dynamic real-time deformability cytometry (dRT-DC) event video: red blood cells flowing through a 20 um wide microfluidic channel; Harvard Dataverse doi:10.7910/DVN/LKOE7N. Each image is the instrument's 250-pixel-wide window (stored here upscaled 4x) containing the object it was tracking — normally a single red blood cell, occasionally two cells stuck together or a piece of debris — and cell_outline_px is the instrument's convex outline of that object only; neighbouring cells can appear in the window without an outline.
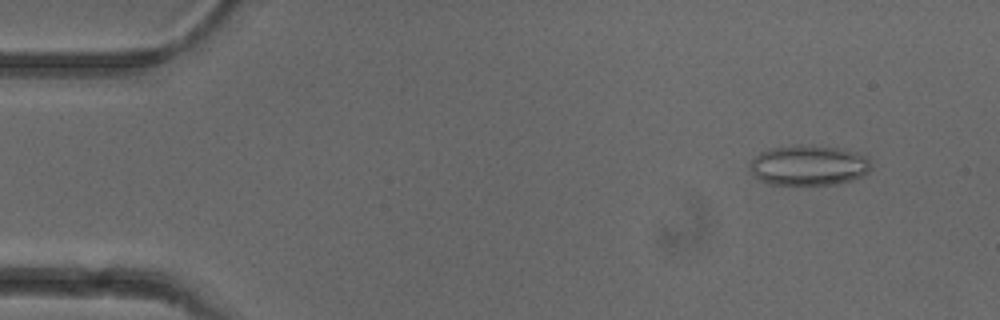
{"species": "common noctule bat (a hibernating species)", "species_latin": "Nyctalus noctula", "temperature_condition": "cold", "stored_images_in_passage": 48, "camera_frame_rate_fps": 3000, "um_per_image_px": 0.085, "animal": {"sex": "female"}, "frame": {"image": 1, "passage_image": 1, "time_ms": 0.0, "image_size_px": [1000, 320], "cell_outline_px": [[868, 172], [864, 176], [852, 180], [836, 184], [768, 184], [752, 176], [748, 168], [752, 160], [760, 152], [768, 148], [796, 144], [800, 144], [836, 148], [856, 152], [868, 156]], "centroid_in_image_um": [68.68, 14.05], "position_along_channel_um": 16.3, "area_um2": 28.55}}
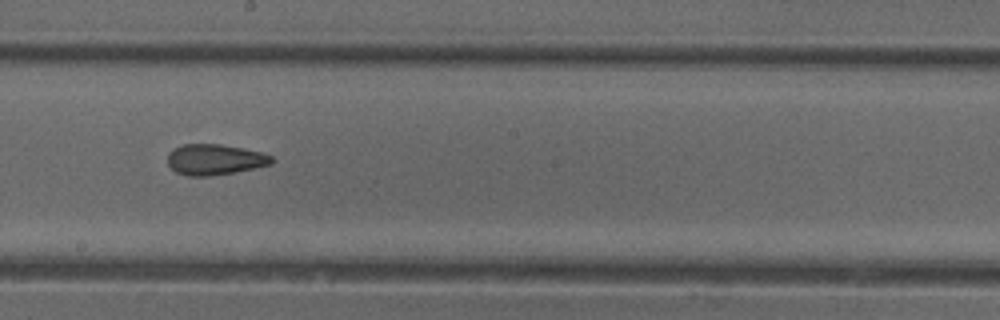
{"frame": {"image": 2, "passage_image": 25, "time_ms": 8.0, "image_size_px": [1000, 320], "cell_outline_px": [[276, 160], [272, 164], [232, 172], [208, 176], [188, 176], [176, 172], [168, 164], [168, 152], [172, 148], [184, 144], [220, 144], [244, 148], [260, 152], [272, 156]], "centroid_in_image_um": [18.24, 13.55], "position_along_channel_um": 230.0, "area_um2": 18.61}}
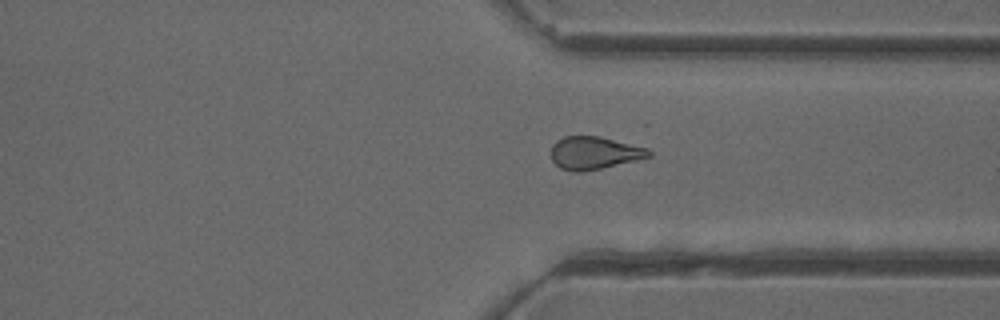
{"frame": {"image": 3, "passage_image": 35, "time_ms": 11.333, "image_size_px": [1000, 320], "cell_outline_px": [[652, 156], [636, 160], [600, 168], [580, 172], [572, 172], [560, 168], [552, 160], [552, 144], [556, 140], [564, 136], [600, 136], [648, 148], [652, 152]], "centroid_in_image_um": [50.5, 12.99], "position_along_channel_um": 360.9, "area_um2": 18.61}, "authors_computed_cell_mechanics": {"area_um2": 19.3341, "velocity_mm_per_s": 3.9393, "shape_relaxation_time_tau1_ms": null, "shape_relaxation_time_tau2_ms": 3.2246, "deformation_change_tau1": null, "deformation_change_tau2": 0.1069}}